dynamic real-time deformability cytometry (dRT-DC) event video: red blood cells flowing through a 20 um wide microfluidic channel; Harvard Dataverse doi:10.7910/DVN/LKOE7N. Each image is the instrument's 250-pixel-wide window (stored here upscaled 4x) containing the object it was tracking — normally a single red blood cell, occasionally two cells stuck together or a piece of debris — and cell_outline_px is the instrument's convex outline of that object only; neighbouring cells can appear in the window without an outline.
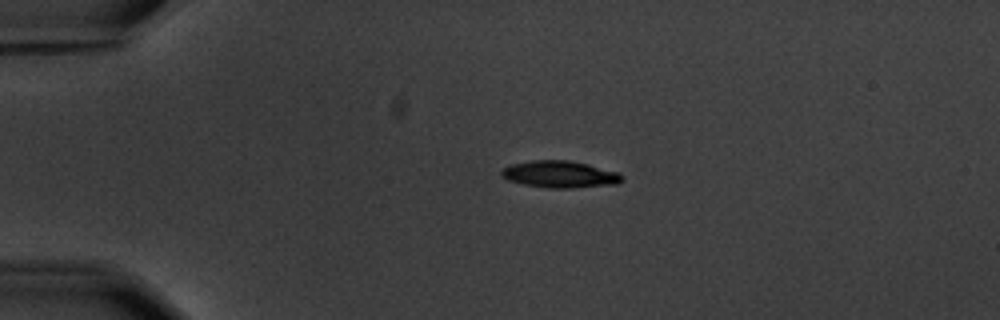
{"species": "common noctule bat (a hibernating species)", "species_latin": "Nyctalus noctula", "temperature_condition": "warm", "stored_images_in_passage": 6, "camera_frame_rate_fps": 3000, "um_per_image_px": 0.085, "animal": {"sex": "male", "body_mass_g": 20.1, "forearm_length_mm": 53.5}, "frame": {"image": 1, "passage_image": 3, "time_ms": 2.333, "image_size_px": [1000, 320], "cell_outline_px": [[624, 180], [616, 184], [572, 188], [552, 188], [524, 184], [508, 180], [500, 176], [500, 172], [508, 164], [532, 160], [568, 160], [588, 164], [620, 172], [624, 176]], "centroid_in_image_um": [47.61, 14.81], "position_along_channel_um": 37.4, "area_um2": 19.07}}
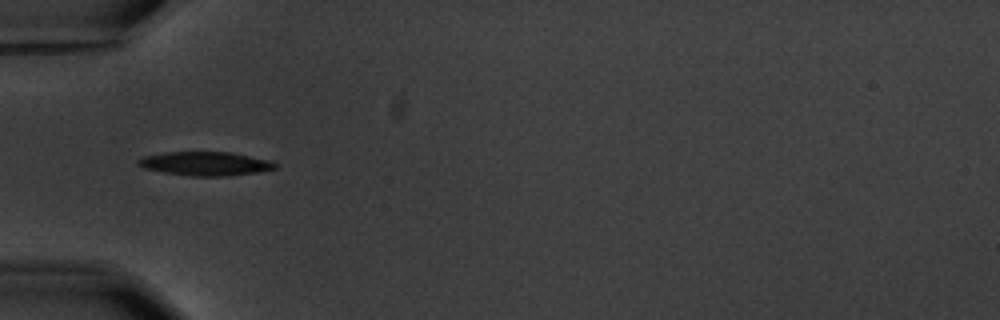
{"frame": {"image": 2, "passage_image": 5, "time_ms": 4.333, "image_size_px": [1000, 320], "cell_outline_px": [[276, 168], [256, 172], [224, 176], [192, 176], [164, 172], [144, 168], [136, 164], [136, 160], [144, 156], [164, 152], [232, 152], [272, 160], [276, 164]], "centroid_in_image_um": [17.44, 13.9], "position_along_channel_um": 67.6, "area_um2": 19.02}}
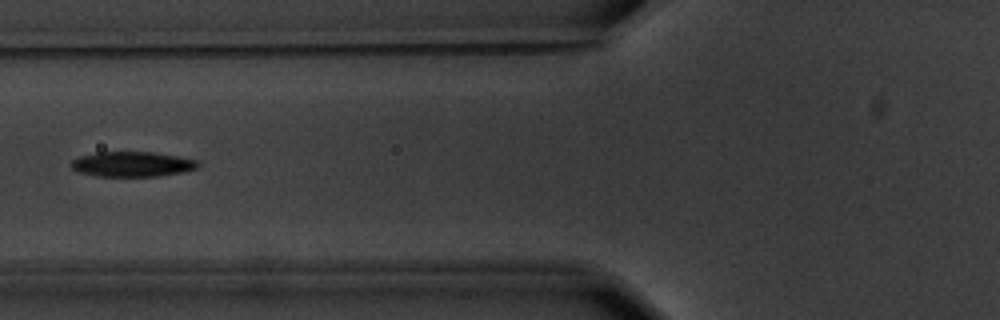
{"frame": {"image": 3, "passage_image": 6, "time_ms": 5.667, "image_size_px": [1000, 320], "cell_outline_px": [[200, 164], [196, 168], [184, 172], [156, 176], [96, 176], [80, 172], [72, 168], [72, 160], [76, 156], [96, 152], [152, 152], [176, 156], [196, 160]], "centroid_in_image_um": [11.21, 13.95], "position_along_channel_um": 114.6, "area_um2": 18.44}}